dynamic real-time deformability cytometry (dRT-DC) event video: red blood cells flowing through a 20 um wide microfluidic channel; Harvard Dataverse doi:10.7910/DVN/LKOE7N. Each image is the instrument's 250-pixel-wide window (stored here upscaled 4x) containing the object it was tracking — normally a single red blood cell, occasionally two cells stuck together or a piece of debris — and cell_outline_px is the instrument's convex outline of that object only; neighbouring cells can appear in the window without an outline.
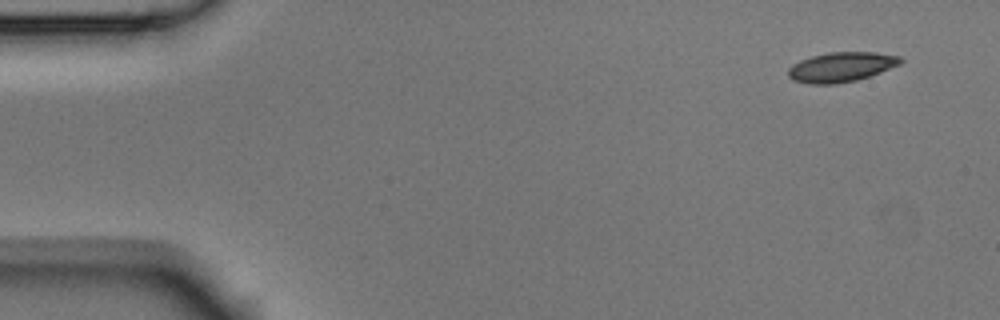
{"species": "Egyptian fruit bat (a non-hibernating species)", "species_latin": "Rousettus aegyptiacus", "temperature_condition": "room temperature", "stored_images_in_passage": 6, "camera_frame_rate_fps": 3000, "um_per_image_px": 0.085, "animal": {"sex": "male"}, "frame": {"image": 1, "passage_image": 1, "time_ms": 0.0, "image_size_px": [1000, 320], "cell_outline_px": [[904, 60], [900, 64], [880, 72], [856, 80], [836, 84], [808, 84], [792, 80], [788, 76], [788, 68], [792, 64], [800, 60], [812, 56], [828, 52], [876, 52], [900, 56]], "centroid_in_image_um": [71.48, 5.69], "position_along_channel_um": 13.5, "area_um2": 19.54}}
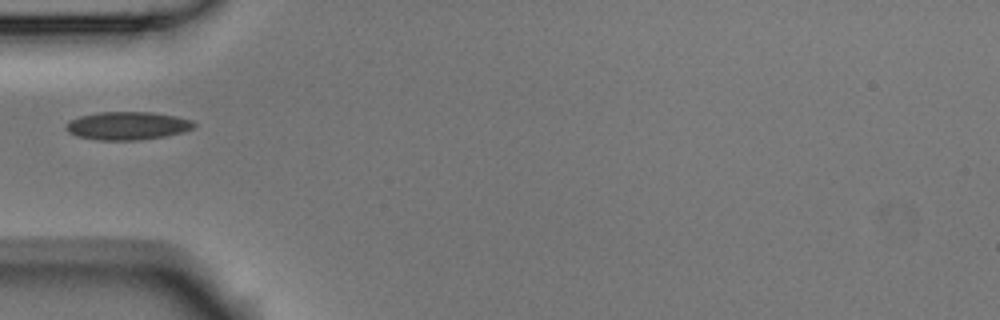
{"frame": {"image": 2, "passage_image": 5, "time_ms": 1.333, "image_size_px": [1000, 320], "cell_outline_px": [[196, 124], [192, 128], [184, 132], [164, 136], [140, 140], [96, 140], [76, 136], [68, 132], [64, 128], [72, 120], [80, 116], [100, 112], [152, 112], [176, 116], [192, 120]], "centroid_in_image_um": [10.85, 10.69], "position_along_channel_um": 74.2, "area_um2": 20.92}}
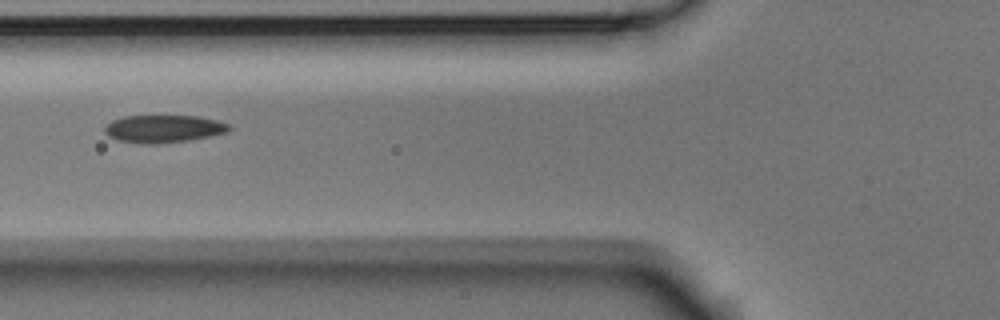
{"frame": {"image": 3, "passage_image": 6, "time_ms": 1.667, "image_size_px": [1000, 320], "cell_outline_px": [[232, 128], [228, 132], [188, 140], [152, 144], [148, 144], [116, 140], [108, 136], [104, 132], [104, 128], [112, 120], [124, 116], [200, 116], [216, 120], [228, 124]], "centroid_in_image_um": [13.89, 10.94], "position_along_channel_um": 111.9, "area_um2": 19.88}}